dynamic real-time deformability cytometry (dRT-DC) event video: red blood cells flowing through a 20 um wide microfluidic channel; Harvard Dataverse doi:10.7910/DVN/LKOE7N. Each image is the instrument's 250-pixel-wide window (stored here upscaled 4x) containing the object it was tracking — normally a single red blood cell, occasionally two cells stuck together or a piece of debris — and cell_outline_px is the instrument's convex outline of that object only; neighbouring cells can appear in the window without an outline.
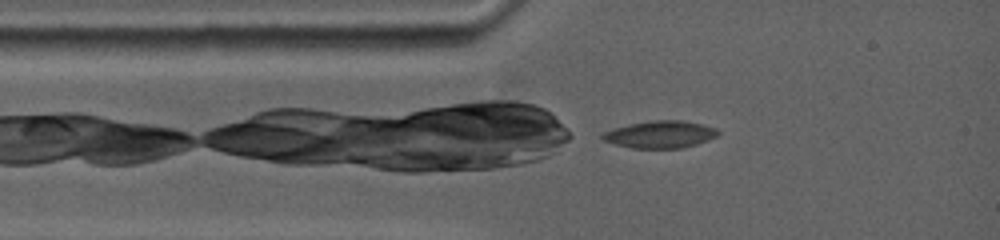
{"species": "common noctule bat (a hibernating species)", "species_latin": "Nyctalus noctula", "temperature_condition": "warm", "stored_images_in_passage": 38, "camera_frame_rate_fps": 5000, "um_per_image_px": 0.085, "animal": {"sex": "female", "body_mass_g": 19.0, "forearm_length_mm": 53.3}, "frame": {"image": 1, "passage_image": 1, "time_ms": 0.0, "image_size_px": [1000, 240], "cell_outline_px": [[720, 132], [716, 136], [708, 140], [696, 144], [680, 148], [632, 148], [616, 144], [604, 140], [600, 136], [604, 132], [628, 124], [648, 120], [684, 120], [716, 128]], "centroid_in_image_um": [56.12, 11.41], "position_along_channel_um": 28.9, "area_um2": 18.21}}
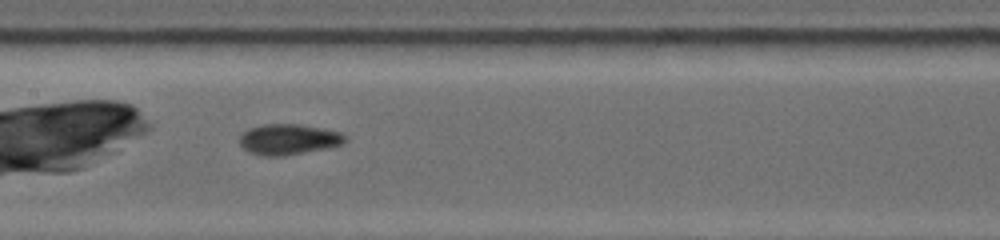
{"frame": {"image": 2, "passage_image": 22, "time_ms": 4.2, "image_size_px": [1000, 240], "cell_outline_px": [[348, 140], [340, 144], [328, 148], [284, 156], [264, 156], [252, 152], [244, 148], [240, 144], [240, 136], [248, 128], [264, 124], [300, 124], [324, 128], [340, 132], [348, 136]], "centroid_in_image_um": [24.57, 11.83], "position_along_channel_um": 182.8, "area_um2": 18.9}}
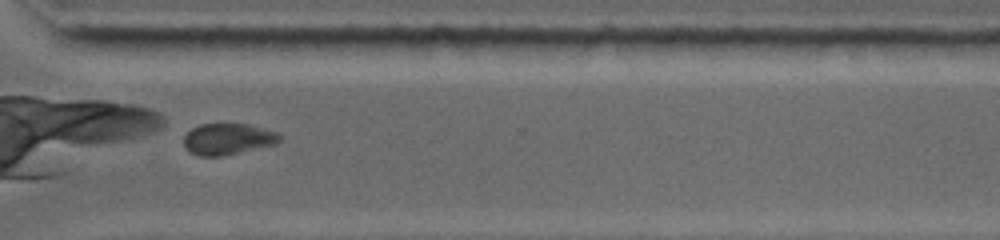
{"frame": {"image": 3, "passage_image": 38, "time_ms": 8.6, "image_size_px": [1000, 240], "cell_outline_px": [[284, 136], [276, 144], [224, 156], [200, 156], [188, 152], [184, 144], [184, 136], [192, 128], [200, 124], [248, 124], [264, 128], [276, 132]], "centroid_in_image_um": [19.38, 11.82], "position_along_channel_um": 351.2, "area_um2": 17.63}}